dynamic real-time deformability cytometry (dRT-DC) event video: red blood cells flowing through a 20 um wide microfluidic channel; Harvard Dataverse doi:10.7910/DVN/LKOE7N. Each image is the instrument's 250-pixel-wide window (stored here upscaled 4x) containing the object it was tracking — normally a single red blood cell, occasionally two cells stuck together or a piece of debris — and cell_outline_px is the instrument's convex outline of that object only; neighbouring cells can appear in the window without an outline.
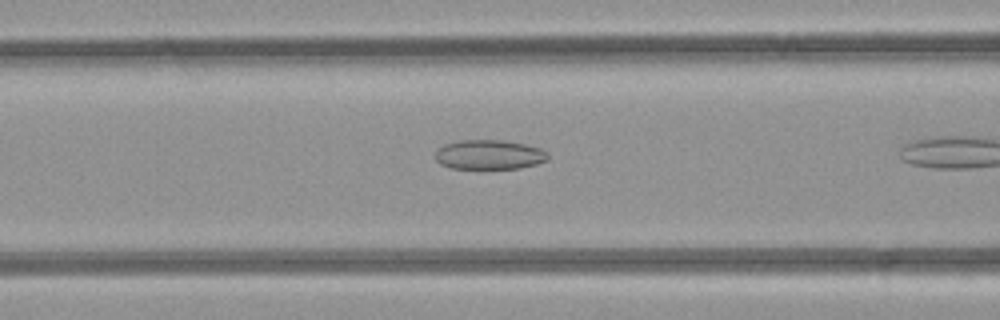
{"species": "common noctule bat (a hibernating species)", "species_latin": "Nyctalus noctula", "temperature_condition": "room temperature", "stored_images_in_passage": 5, "camera_frame_rate_fps": 3000, "um_per_image_px": 0.085, "animal": {"sex": "female", "body_mass_g": 21.9}, "frame": {"image": 1, "passage_image": 4, "time_ms": 1.0, "image_size_px": [1000, 320], "cell_outline_px": [[548, 160], [536, 164], [520, 168], [452, 168], [440, 164], [436, 160], [436, 152], [444, 144], [460, 140], [500, 140], [524, 144], [540, 148], [548, 152]], "centroid_in_image_um": [41.6, 13.14], "position_along_channel_um": 125.0, "area_um2": 19.25}}